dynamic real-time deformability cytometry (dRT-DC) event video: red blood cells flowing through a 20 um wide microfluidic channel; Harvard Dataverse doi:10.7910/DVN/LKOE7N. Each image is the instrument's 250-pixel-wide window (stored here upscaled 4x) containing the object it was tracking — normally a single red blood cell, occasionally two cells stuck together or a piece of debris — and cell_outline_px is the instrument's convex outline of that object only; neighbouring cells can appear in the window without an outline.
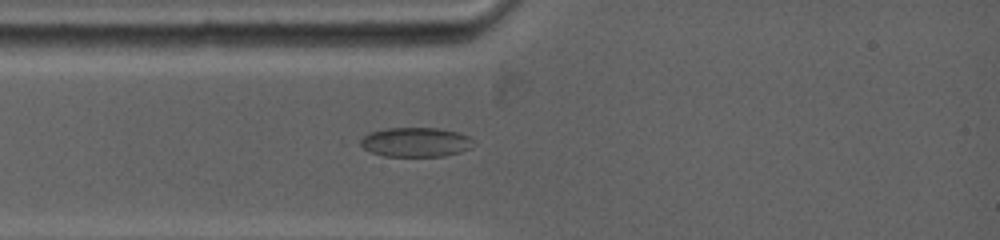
{"species": "common noctule bat (a hibernating species)", "species_latin": "Nyctalus noctula", "temperature_condition": "warm", "stored_images_in_passage": 18, "camera_frame_rate_fps": 5000, "um_per_image_px": 0.085, "animal": {"sex": "female", "body_mass_g": 19.0, "forearm_length_mm": 53.3}, "frame": {"image": 1, "passage_image": 7, "time_ms": 2.0, "image_size_px": [1000, 240], "cell_outline_px": [[476, 144], [472, 148], [460, 152], [444, 156], [384, 156], [372, 152], [356, 144], [368, 132], [388, 128], [436, 128], [456, 132], [468, 136]], "centroid_in_image_um": [35.32, 12.08], "position_along_channel_um": 49.7, "area_um2": 19.48}}
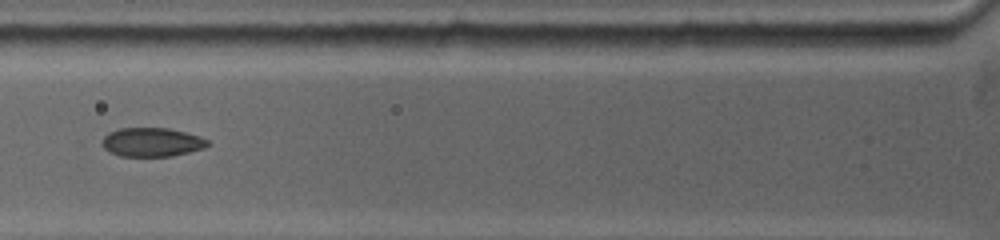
{"frame": {"image": 2, "passage_image": 12, "time_ms": 3.6, "image_size_px": [1000, 240], "cell_outline_px": [[212, 144], [204, 148], [172, 156], [120, 156], [108, 152], [100, 144], [104, 136], [108, 132], [120, 128], [168, 128], [184, 132], [208, 140]], "centroid_in_image_um": [12.86, 12.09], "position_along_channel_um": 112.9, "area_um2": 17.8}}
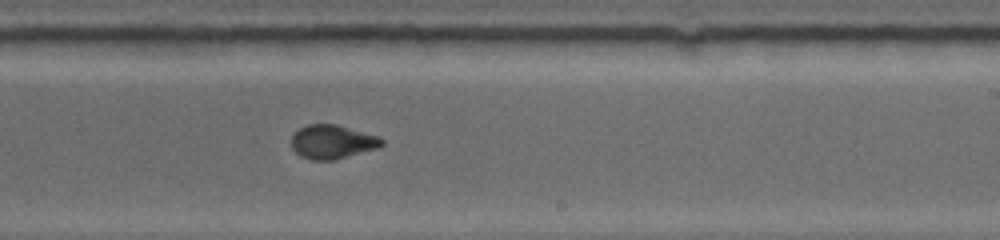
{"frame": {"image": 3, "passage_image": 18, "time_ms": 7.4, "image_size_px": [1000, 240], "cell_outline_px": [[384, 144], [376, 148], [336, 160], [312, 160], [300, 156], [292, 148], [292, 136], [300, 128], [308, 124], [336, 124], [380, 136], [384, 140]], "centroid_in_image_um": [28.27, 12.06], "position_along_channel_um": 260.7, "area_um2": 17.86}}